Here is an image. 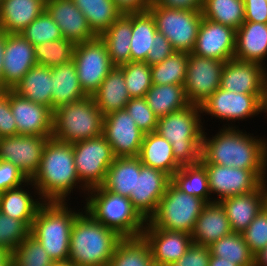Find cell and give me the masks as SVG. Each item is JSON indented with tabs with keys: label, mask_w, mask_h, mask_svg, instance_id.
Instances as JSON below:
<instances>
[{
	"label": "cell",
	"mask_w": 267,
	"mask_h": 266,
	"mask_svg": "<svg viewBox=\"0 0 267 266\" xmlns=\"http://www.w3.org/2000/svg\"><path fill=\"white\" fill-rule=\"evenodd\" d=\"M29 186L34 189V194L37 195V189L31 180H28L23 186L0 193V211L6 216L23 221L31 229L36 213L44 201L40 197L36 199V196L31 193L33 191L29 192ZM23 187L28 188L24 189Z\"/></svg>",
	"instance_id": "cell-26"
},
{
	"label": "cell",
	"mask_w": 267,
	"mask_h": 266,
	"mask_svg": "<svg viewBox=\"0 0 267 266\" xmlns=\"http://www.w3.org/2000/svg\"><path fill=\"white\" fill-rule=\"evenodd\" d=\"M201 165L207 173L211 198L213 199L212 194H216L213 201L253 192L267 182V171H251L217 164Z\"/></svg>",
	"instance_id": "cell-12"
},
{
	"label": "cell",
	"mask_w": 267,
	"mask_h": 266,
	"mask_svg": "<svg viewBox=\"0 0 267 266\" xmlns=\"http://www.w3.org/2000/svg\"><path fill=\"white\" fill-rule=\"evenodd\" d=\"M100 37L107 47L113 66L119 67L130 62L132 13L122 14Z\"/></svg>",
	"instance_id": "cell-32"
},
{
	"label": "cell",
	"mask_w": 267,
	"mask_h": 266,
	"mask_svg": "<svg viewBox=\"0 0 267 266\" xmlns=\"http://www.w3.org/2000/svg\"><path fill=\"white\" fill-rule=\"evenodd\" d=\"M156 5L178 10L202 11L204 0H152Z\"/></svg>",
	"instance_id": "cell-55"
},
{
	"label": "cell",
	"mask_w": 267,
	"mask_h": 266,
	"mask_svg": "<svg viewBox=\"0 0 267 266\" xmlns=\"http://www.w3.org/2000/svg\"><path fill=\"white\" fill-rule=\"evenodd\" d=\"M9 101L16 121L17 135L52 136L53 111L9 90Z\"/></svg>",
	"instance_id": "cell-19"
},
{
	"label": "cell",
	"mask_w": 267,
	"mask_h": 266,
	"mask_svg": "<svg viewBox=\"0 0 267 266\" xmlns=\"http://www.w3.org/2000/svg\"><path fill=\"white\" fill-rule=\"evenodd\" d=\"M50 266H72L68 261L65 262H53Z\"/></svg>",
	"instance_id": "cell-62"
},
{
	"label": "cell",
	"mask_w": 267,
	"mask_h": 266,
	"mask_svg": "<svg viewBox=\"0 0 267 266\" xmlns=\"http://www.w3.org/2000/svg\"><path fill=\"white\" fill-rule=\"evenodd\" d=\"M20 34L34 47L49 41L64 38L60 28L46 10L32 21Z\"/></svg>",
	"instance_id": "cell-46"
},
{
	"label": "cell",
	"mask_w": 267,
	"mask_h": 266,
	"mask_svg": "<svg viewBox=\"0 0 267 266\" xmlns=\"http://www.w3.org/2000/svg\"><path fill=\"white\" fill-rule=\"evenodd\" d=\"M151 1L152 0H113L122 14L145 12L150 7Z\"/></svg>",
	"instance_id": "cell-56"
},
{
	"label": "cell",
	"mask_w": 267,
	"mask_h": 266,
	"mask_svg": "<svg viewBox=\"0 0 267 266\" xmlns=\"http://www.w3.org/2000/svg\"><path fill=\"white\" fill-rule=\"evenodd\" d=\"M7 39V32L0 30V81L2 83V75H3V59L5 52V45Z\"/></svg>",
	"instance_id": "cell-58"
},
{
	"label": "cell",
	"mask_w": 267,
	"mask_h": 266,
	"mask_svg": "<svg viewBox=\"0 0 267 266\" xmlns=\"http://www.w3.org/2000/svg\"><path fill=\"white\" fill-rule=\"evenodd\" d=\"M46 10V0H0V30L21 33Z\"/></svg>",
	"instance_id": "cell-28"
},
{
	"label": "cell",
	"mask_w": 267,
	"mask_h": 266,
	"mask_svg": "<svg viewBox=\"0 0 267 266\" xmlns=\"http://www.w3.org/2000/svg\"><path fill=\"white\" fill-rule=\"evenodd\" d=\"M220 202L226 211L232 231L243 233L267 204V182L253 192L227 197Z\"/></svg>",
	"instance_id": "cell-23"
},
{
	"label": "cell",
	"mask_w": 267,
	"mask_h": 266,
	"mask_svg": "<svg viewBox=\"0 0 267 266\" xmlns=\"http://www.w3.org/2000/svg\"><path fill=\"white\" fill-rule=\"evenodd\" d=\"M13 91L52 110L51 68L36 64L24 75Z\"/></svg>",
	"instance_id": "cell-34"
},
{
	"label": "cell",
	"mask_w": 267,
	"mask_h": 266,
	"mask_svg": "<svg viewBox=\"0 0 267 266\" xmlns=\"http://www.w3.org/2000/svg\"><path fill=\"white\" fill-rule=\"evenodd\" d=\"M145 99L158 118L182 110L190 105L184 86L175 84H153L146 92Z\"/></svg>",
	"instance_id": "cell-35"
},
{
	"label": "cell",
	"mask_w": 267,
	"mask_h": 266,
	"mask_svg": "<svg viewBox=\"0 0 267 266\" xmlns=\"http://www.w3.org/2000/svg\"><path fill=\"white\" fill-rule=\"evenodd\" d=\"M148 11L155 20L157 31L170 41L175 51H193L203 18L202 11L161 7L153 1Z\"/></svg>",
	"instance_id": "cell-9"
},
{
	"label": "cell",
	"mask_w": 267,
	"mask_h": 266,
	"mask_svg": "<svg viewBox=\"0 0 267 266\" xmlns=\"http://www.w3.org/2000/svg\"><path fill=\"white\" fill-rule=\"evenodd\" d=\"M53 262L31 234L12 252V266H50Z\"/></svg>",
	"instance_id": "cell-45"
},
{
	"label": "cell",
	"mask_w": 267,
	"mask_h": 266,
	"mask_svg": "<svg viewBox=\"0 0 267 266\" xmlns=\"http://www.w3.org/2000/svg\"><path fill=\"white\" fill-rule=\"evenodd\" d=\"M108 266H155L148 242L143 236L122 238Z\"/></svg>",
	"instance_id": "cell-37"
},
{
	"label": "cell",
	"mask_w": 267,
	"mask_h": 266,
	"mask_svg": "<svg viewBox=\"0 0 267 266\" xmlns=\"http://www.w3.org/2000/svg\"><path fill=\"white\" fill-rule=\"evenodd\" d=\"M224 61L189 53L185 94L190 104L201 105L219 87Z\"/></svg>",
	"instance_id": "cell-13"
},
{
	"label": "cell",
	"mask_w": 267,
	"mask_h": 266,
	"mask_svg": "<svg viewBox=\"0 0 267 266\" xmlns=\"http://www.w3.org/2000/svg\"><path fill=\"white\" fill-rule=\"evenodd\" d=\"M171 182L188 195L212 202L205 168L200 164L183 166L171 177Z\"/></svg>",
	"instance_id": "cell-41"
},
{
	"label": "cell",
	"mask_w": 267,
	"mask_h": 266,
	"mask_svg": "<svg viewBox=\"0 0 267 266\" xmlns=\"http://www.w3.org/2000/svg\"><path fill=\"white\" fill-rule=\"evenodd\" d=\"M103 114L92 96L61 105L53 111L52 138L74 144L102 135Z\"/></svg>",
	"instance_id": "cell-7"
},
{
	"label": "cell",
	"mask_w": 267,
	"mask_h": 266,
	"mask_svg": "<svg viewBox=\"0 0 267 266\" xmlns=\"http://www.w3.org/2000/svg\"><path fill=\"white\" fill-rule=\"evenodd\" d=\"M210 257L209 247L192 243L186 253L169 266H209Z\"/></svg>",
	"instance_id": "cell-50"
},
{
	"label": "cell",
	"mask_w": 267,
	"mask_h": 266,
	"mask_svg": "<svg viewBox=\"0 0 267 266\" xmlns=\"http://www.w3.org/2000/svg\"><path fill=\"white\" fill-rule=\"evenodd\" d=\"M131 98L145 97L152 87L151 65L147 62L130 61L119 66Z\"/></svg>",
	"instance_id": "cell-44"
},
{
	"label": "cell",
	"mask_w": 267,
	"mask_h": 266,
	"mask_svg": "<svg viewBox=\"0 0 267 266\" xmlns=\"http://www.w3.org/2000/svg\"><path fill=\"white\" fill-rule=\"evenodd\" d=\"M67 202H44L33 220L30 234L40 242L54 262L69 259L70 233L74 220L82 212Z\"/></svg>",
	"instance_id": "cell-5"
},
{
	"label": "cell",
	"mask_w": 267,
	"mask_h": 266,
	"mask_svg": "<svg viewBox=\"0 0 267 266\" xmlns=\"http://www.w3.org/2000/svg\"><path fill=\"white\" fill-rule=\"evenodd\" d=\"M152 43L146 59L151 66L162 62L175 51L170 41L158 31Z\"/></svg>",
	"instance_id": "cell-53"
},
{
	"label": "cell",
	"mask_w": 267,
	"mask_h": 266,
	"mask_svg": "<svg viewBox=\"0 0 267 266\" xmlns=\"http://www.w3.org/2000/svg\"><path fill=\"white\" fill-rule=\"evenodd\" d=\"M17 135L16 121L9 101V90L0 95V138Z\"/></svg>",
	"instance_id": "cell-52"
},
{
	"label": "cell",
	"mask_w": 267,
	"mask_h": 266,
	"mask_svg": "<svg viewBox=\"0 0 267 266\" xmlns=\"http://www.w3.org/2000/svg\"><path fill=\"white\" fill-rule=\"evenodd\" d=\"M0 266H12V253L0 247Z\"/></svg>",
	"instance_id": "cell-59"
},
{
	"label": "cell",
	"mask_w": 267,
	"mask_h": 266,
	"mask_svg": "<svg viewBox=\"0 0 267 266\" xmlns=\"http://www.w3.org/2000/svg\"><path fill=\"white\" fill-rule=\"evenodd\" d=\"M225 125L212 137L204 130L200 164L267 171V139L243 132L232 123Z\"/></svg>",
	"instance_id": "cell-1"
},
{
	"label": "cell",
	"mask_w": 267,
	"mask_h": 266,
	"mask_svg": "<svg viewBox=\"0 0 267 266\" xmlns=\"http://www.w3.org/2000/svg\"><path fill=\"white\" fill-rule=\"evenodd\" d=\"M156 32L155 20L148 10L132 13L130 61L146 62Z\"/></svg>",
	"instance_id": "cell-36"
},
{
	"label": "cell",
	"mask_w": 267,
	"mask_h": 266,
	"mask_svg": "<svg viewBox=\"0 0 267 266\" xmlns=\"http://www.w3.org/2000/svg\"><path fill=\"white\" fill-rule=\"evenodd\" d=\"M80 182L91 189L100 186L115 156L103 135L72 144Z\"/></svg>",
	"instance_id": "cell-10"
},
{
	"label": "cell",
	"mask_w": 267,
	"mask_h": 266,
	"mask_svg": "<svg viewBox=\"0 0 267 266\" xmlns=\"http://www.w3.org/2000/svg\"><path fill=\"white\" fill-rule=\"evenodd\" d=\"M31 181L37 197L44 202H68L67 196L71 197L76 187L85 195L88 191L77 175L72 144L52 137L44 146L39 169Z\"/></svg>",
	"instance_id": "cell-2"
},
{
	"label": "cell",
	"mask_w": 267,
	"mask_h": 266,
	"mask_svg": "<svg viewBox=\"0 0 267 266\" xmlns=\"http://www.w3.org/2000/svg\"><path fill=\"white\" fill-rule=\"evenodd\" d=\"M142 236L148 242L155 266L176 262L193 243L191 234L157 227H144Z\"/></svg>",
	"instance_id": "cell-21"
},
{
	"label": "cell",
	"mask_w": 267,
	"mask_h": 266,
	"mask_svg": "<svg viewBox=\"0 0 267 266\" xmlns=\"http://www.w3.org/2000/svg\"><path fill=\"white\" fill-rule=\"evenodd\" d=\"M170 182L168 174L143 164L141 170L136 171L135 194H130L129 199L145 221H149L157 211L159 201Z\"/></svg>",
	"instance_id": "cell-17"
},
{
	"label": "cell",
	"mask_w": 267,
	"mask_h": 266,
	"mask_svg": "<svg viewBox=\"0 0 267 266\" xmlns=\"http://www.w3.org/2000/svg\"><path fill=\"white\" fill-rule=\"evenodd\" d=\"M73 62L79 84L87 96H92L114 67L107 47L100 36L75 44Z\"/></svg>",
	"instance_id": "cell-11"
},
{
	"label": "cell",
	"mask_w": 267,
	"mask_h": 266,
	"mask_svg": "<svg viewBox=\"0 0 267 266\" xmlns=\"http://www.w3.org/2000/svg\"><path fill=\"white\" fill-rule=\"evenodd\" d=\"M209 266H238L234 262L224 260V258L211 255Z\"/></svg>",
	"instance_id": "cell-60"
},
{
	"label": "cell",
	"mask_w": 267,
	"mask_h": 266,
	"mask_svg": "<svg viewBox=\"0 0 267 266\" xmlns=\"http://www.w3.org/2000/svg\"><path fill=\"white\" fill-rule=\"evenodd\" d=\"M206 203L202 198L188 195L170 182L159 201L157 211L146 221L145 227L191 234Z\"/></svg>",
	"instance_id": "cell-8"
},
{
	"label": "cell",
	"mask_w": 267,
	"mask_h": 266,
	"mask_svg": "<svg viewBox=\"0 0 267 266\" xmlns=\"http://www.w3.org/2000/svg\"><path fill=\"white\" fill-rule=\"evenodd\" d=\"M254 266H267V246L255 255Z\"/></svg>",
	"instance_id": "cell-61"
},
{
	"label": "cell",
	"mask_w": 267,
	"mask_h": 266,
	"mask_svg": "<svg viewBox=\"0 0 267 266\" xmlns=\"http://www.w3.org/2000/svg\"><path fill=\"white\" fill-rule=\"evenodd\" d=\"M188 56V52L174 51L162 62L152 65V84H175L184 86L186 80Z\"/></svg>",
	"instance_id": "cell-42"
},
{
	"label": "cell",
	"mask_w": 267,
	"mask_h": 266,
	"mask_svg": "<svg viewBox=\"0 0 267 266\" xmlns=\"http://www.w3.org/2000/svg\"><path fill=\"white\" fill-rule=\"evenodd\" d=\"M138 158L143 165L161 170L170 177L181 168L175 161L170 142L155 131L145 134Z\"/></svg>",
	"instance_id": "cell-30"
},
{
	"label": "cell",
	"mask_w": 267,
	"mask_h": 266,
	"mask_svg": "<svg viewBox=\"0 0 267 266\" xmlns=\"http://www.w3.org/2000/svg\"><path fill=\"white\" fill-rule=\"evenodd\" d=\"M52 136L15 135L0 138V160L15 165L31 180L39 169L44 146Z\"/></svg>",
	"instance_id": "cell-15"
},
{
	"label": "cell",
	"mask_w": 267,
	"mask_h": 266,
	"mask_svg": "<svg viewBox=\"0 0 267 266\" xmlns=\"http://www.w3.org/2000/svg\"><path fill=\"white\" fill-rule=\"evenodd\" d=\"M202 15L237 30L245 21L244 0H204Z\"/></svg>",
	"instance_id": "cell-40"
},
{
	"label": "cell",
	"mask_w": 267,
	"mask_h": 266,
	"mask_svg": "<svg viewBox=\"0 0 267 266\" xmlns=\"http://www.w3.org/2000/svg\"><path fill=\"white\" fill-rule=\"evenodd\" d=\"M226 211L220 201L207 202L191 232L192 242L210 246L232 233Z\"/></svg>",
	"instance_id": "cell-25"
},
{
	"label": "cell",
	"mask_w": 267,
	"mask_h": 266,
	"mask_svg": "<svg viewBox=\"0 0 267 266\" xmlns=\"http://www.w3.org/2000/svg\"><path fill=\"white\" fill-rule=\"evenodd\" d=\"M102 135L115 157H138L145 136L125 109L104 116Z\"/></svg>",
	"instance_id": "cell-16"
},
{
	"label": "cell",
	"mask_w": 267,
	"mask_h": 266,
	"mask_svg": "<svg viewBox=\"0 0 267 266\" xmlns=\"http://www.w3.org/2000/svg\"><path fill=\"white\" fill-rule=\"evenodd\" d=\"M267 57V23L244 21L236 30L234 58L265 65Z\"/></svg>",
	"instance_id": "cell-27"
},
{
	"label": "cell",
	"mask_w": 267,
	"mask_h": 266,
	"mask_svg": "<svg viewBox=\"0 0 267 266\" xmlns=\"http://www.w3.org/2000/svg\"><path fill=\"white\" fill-rule=\"evenodd\" d=\"M245 21L267 23V0H244Z\"/></svg>",
	"instance_id": "cell-54"
},
{
	"label": "cell",
	"mask_w": 267,
	"mask_h": 266,
	"mask_svg": "<svg viewBox=\"0 0 267 266\" xmlns=\"http://www.w3.org/2000/svg\"><path fill=\"white\" fill-rule=\"evenodd\" d=\"M46 11L56 22L65 39L77 44L96 37L73 0H46Z\"/></svg>",
	"instance_id": "cell-22"
},
{
	"label": "cell",
	"mask_w": 267,
	"mask_h": 266,
	"mask_svg": "<svg viewBox=\"0 0 267 266\" xmlns=\"http://www.w3.org/2000/svg\"><path fill=\"white\" fill-rule=\"evenodd\" d=\"M121 239L82 210L71 228L68 262L72 266H108Z\"/></svg>",
	"instance_id": "cell-3"
},
{
	"label": "cell",
	"mask_w": 267,
	"mask_h": 266,
	"mask_svg": "<svg viewBox=\"0 0 267 266\" xmlns=\"http://www.w3.org/2000/svg\"><path fill=\"white\" fill-rule=\"evenodd\" d=\"M28 179L12 163L0 160V193L25 184Z\"/></svg>",
	"instance_id": "cell-51"
},
{
	"label": "cell",
	"mask_w": 267,
	"mask_h": 266,
	"mask_svg": "<svg viewBox=\"0 0 267 266\" xmlns=\"http://www.w3.org/2000/svg\"><path fill=\"white\" fill-rule=\"evenodd\" d=\"M125 110L144 134L156 131L158 117L149 107L145 97L131 98L126 104Z\"/></svg>",
	"instance_id": "cell-48"
},
{
	"label": "cell",
	"mask_w": 267,
	"mask_h": 266,
	"mask_svg": "<svg viewBox=\"0 0 267 266\" xmlns=\"http://www.w3.org/2000/svg\"><path fill=\"white\" fill-rule=\"evenodd\" d=\"M4 91H6V89L3 87V85H2V83H1V81H0V95H1Z\"/></svg>",
	"instance_id": "cell-63"
},
{
	"label": "cell",
	"mask_w": 267,
	"mask_h": 266,
	"mask_svg": "<svg viewBox=\"0 0 267 266\" xmlns=\"http://www.w3.org/2000/svg\"><path fill=\"white\" fill-rule=\"evenodd\" d=\"M236 30L202 18L192 54L227 62L234 58Z\"/></svg>",
	"instance_id": "cell-18"
},
{
	"label": "cell",
	"mask_w": 267,
	"mask_h": 266,
	"mask_svg": "<svg viewBox=\"0 0 267 266\" xmlns=\"http://www.w3.org/2000/svg\"><path fill=\"white\" fill-rule=\"evenodd\" d=\"M3 62L2 85L6 90H13L37 64L35 47L20 33H7Z\"/></svg>",
	"instance_id": "cell-20"
},
{
	"label": "cell",
	"mask_w": 267,
	"mask_h": 266,
	"mask_svg": "<svg viewBox=\"0 0 267 266\" xmlns=\"http://www.w3.org/2000/svg\"><path fill=\"white\" fill-rule=\"evenodd\" d=\"M85 197L83 209L94 220L114 230L122 238L142 236L146 221L133 208L129 198L101 186L88 189Z\"/></svg>",
	"instance_id": "cell-6"
},
{
	"label": "cell",
	"mask_w": 267,
	"mask_h": 266,
	"mask_svg": "<svg viewBox=\"0 0 267 266\" xmlns=\"http://www.w3.org/2000/svg\"><path fill=\"white\" fill-rule=\"evenodd\" d=\"M208 247L211 255L234 262L238 266L255 265V255L245 242L242 233L232 232Z\"/></svg>",
	"instance_id": "cell-39"
},
{
	"label": "cell",
	"mask_w": 267,
	"mask_h": 266,
	"mask_svg": "<svg viewBox=\"0 0 267 266\" xmlns=\"http://www.w3.org/2000/svg\"><path fill=\"white\" fill-rule=\"evenodd\" d=\"M92 97L103 116L125 109L131 97L126 88L122 69L114 66Z\"/></svg>",
	"instance_id": "cell-29"
},
{
	"label": "cell",
	"mask_w": 267,
	"mask_h": 266,
	"mask_svg": "<svg viewBox=\"0 0 267 266\" xmlns=\"http://www.w3.org/2000/svg\"><path fill=\"white\" fill-rule=\"evenodd\" d=\"M29 234L30 228L23 221L0 211V247L12 253Z\"/></svg>",
	"instance_id": "cell-47"
},
{
	"label": "cell",
	"mask_w": 267,
	"mask_h": 266,
	"mask_svg": "<svg viewBox=\"0 0 267 266\" xmlns=\"http://www.w3.org/2000/svg\"><path fill=\"white\" fill-rule=\"evenodd\" d=\"M260 111L261 113L267 114V68L266 66H264V69H263L262 94L260 98Z\"/></svg>",
	"instance_id": "cell-57"
},
{
	"label": "cell",
	"mask_w": 267,
	"mask_h": 266,
	"mask_svg": "<svg viewBox=\"0 0 267 266\" xmlns=\"http://www.w3.org/2000/svg\"><path fill=\"white\" fill-rule=\"evenodd\" d=\"M242 235L254 255L267 246V204L257 214Z\"/></svg>",
	"instance_id": "cell-49"
},
{
	"label": "cell",
	"mask_w": 267,
	"mask_h": 266,
	"mask_svg": "<svg viewBox=\"0 0 267 266\" xmlns=\"http://www.w3.org/2000/svg\"><path fill=\"white\" fill-rule=\"evenodd\" d=\"M264 66L232 58L225 62L220 88L244 94H262Z\"/></svg>",
	"instance_id": "cell-24"
},
{
	"label": "cell",
	"mask_w": 267,
	"mask_h": 266,
	"mask_svg": "<svg viewBox=\"0 0 267 266\" xmlns=\"http://www.w3.org/2000/svg\"><path fill=\"white\" fill-rule=\"evenodd\" d=\"M138 157H115L100 185L103 189L129 198L135 194L136 171L141 170Z\"/></svg>",
	"instance_id": "cell-33"
},
{
	"label": "cell",
	"mask_w": 267,
	"mask_h": 266,
	"mask_svg": "<svg viewBox=\"0 0 267 266\" xmlns=\"http://www.w3.org/2000/svg\"><path fill=\"white\" fill-rule=\"evenodd\" d=\"M260 98L261 94L236 93L219 87L200 105L201 113L230 123L243 121L261 115Z\"/></svg>",
	"instance_id": "cell-14"
},
{
	"label": "cell",
	"mask_w": 267,
	"mask_h": 266,
	"mask_svg": "<svg viewBox=\"0 0 267 266\" xmlns=\"http://www.w3.org/2000/svg\"><path fill=\"white\" fill-rule=\"evenodd\" d=\"M96 36L104 33L121 15L113 0H73Z\"/></svg>",
	"instance_id": "cell-38"
},
{
	"label": "cell",
	"mask_w": 267,
	"mask_h": 266,
	"mask_svg": "<svg viewBox=\"0 0 267 266\" xmlns=\"http://www.w3.org/2000/svg\"><path fill=\"white\" fill-rule=\"evenodd\" d=\"M75 43L60 38L35 46V58L38 65L55 67L66 64L73 59Z\"/></svg>",
	"instance_id": "cell-43"
},
{
	"label": "cell",
	"mask_w": 267,
	"mask_h": 266,
	"mask_svg": "<svg viewBox=\"0 0 267 266\" xmlns=\"http://www.w3.org/2000/svg\"><path fill=\"white\" fill-rule=\"evenodd\" d=\"M199 105L190 104L186 108L158 118L156 131L167 139L173 150L176 163L193 166L201 161L204 121Z\"/></svg>",
	"instance_id": "cell-4"
},
{
	"label": "cell",
	"mask_w": 267,
	"mask_h": 266,
	"mask_svg": "<svg viewBox=\"0 0 267 266\" xmlns=\"http://www.w3.org/2000/svg\"><path fill=\"white\" fill-rule=\"evenodd\" d=\"M52 111L61 105L79 101L87 95L82 90L76 66L72 61L51 68Z\"/></svg>",
	"instance_id": "cell-31"
}]
</instances>
